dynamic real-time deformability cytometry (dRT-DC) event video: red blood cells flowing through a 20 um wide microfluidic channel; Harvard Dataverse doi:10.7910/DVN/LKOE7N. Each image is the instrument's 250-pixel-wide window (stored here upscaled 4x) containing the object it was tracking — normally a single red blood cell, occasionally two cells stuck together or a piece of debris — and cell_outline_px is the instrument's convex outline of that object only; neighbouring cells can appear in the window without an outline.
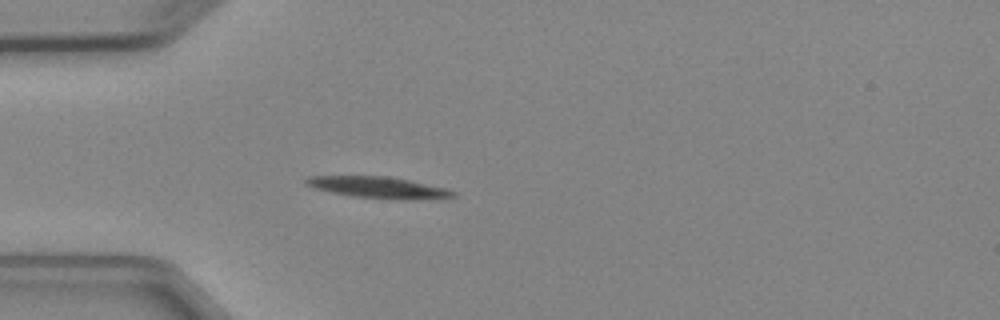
{"species": "Egyptian fruit bat (a non-hibernating species)", "species_latin": "Rousettus aegyptiacus", "temperature_condition": "cold", "stored_images_in_passage": 4, "camera_frame_rate_fps": 3000, "um_per_image_px": 0.085, "animal": {"sex": "female"}, "frame": {"image": 1, "passage_image": 4, "time_ms": 3.667, "image_size_px": [1000, 320], "cell_outline_px": [[456, 196], [352, 196], [332, 192], [316, 188], [304, 184], [304, 180], [308, 176], [388, 176], [408, 180], [444, 188], [456, 192]], "centroid_in_image_um": [31.9, 15.85], "position_along_channel_um": 53.1, "area_um2": 16.47}}